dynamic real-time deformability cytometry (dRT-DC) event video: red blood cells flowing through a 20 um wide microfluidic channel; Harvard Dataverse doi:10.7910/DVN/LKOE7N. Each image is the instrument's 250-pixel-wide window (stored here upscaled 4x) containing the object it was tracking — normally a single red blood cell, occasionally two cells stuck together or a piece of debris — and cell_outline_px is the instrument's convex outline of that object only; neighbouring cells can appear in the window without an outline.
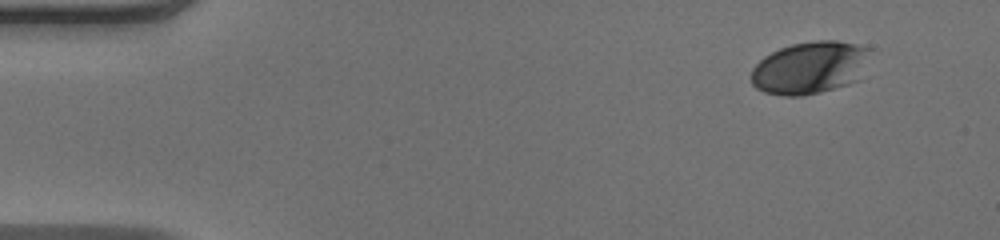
{"species": "human", "species_latin": "Homo sapiens", "temperature_condition": "warm", "stored_images_in_passage": 47, "camera_frame_rate_fps": 3000, "um_per_image_px": 0.085, "donor": {"sex": "male"}, "frame": {"image": 1, "passage_image": 1, "time_ms": 0.0, "image_size_px": [1000, 240], "cell_outline_px": [[872, 48], [860, 80], [848, 84], [820, 92], [804, 96], [784, 96], [764, 92], [756, 88], [752, 84], [752, 68], [764, 56], [780, 48], [792, 44], [816, 40], [836, 40], [856, 44]], "centroid_in_image_um": [68.87, 5.75], "position_along_channel_um": 16.1, "area_um2": 36.65}}
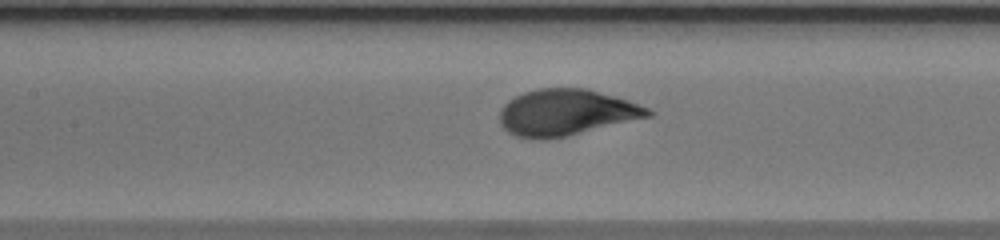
{"frame": {"image": 2, "passage_image": 20, "time_ms": 6.333, "image_size_px": [1000, 240], "cell_outline_px": [[652, 116], [564, 136], [544, 140], [540, 140], [516, 136], [508, 132], [500, 124], [500, 108], [508, 100], [524, 92], [536, 88], [588, 88], [628, 100], [648, 108], [652, 112]], "centroid_in_image_um": [48.09, 9.55], "position_along_channel_um": 159.3, "area_um2": 39.82}}
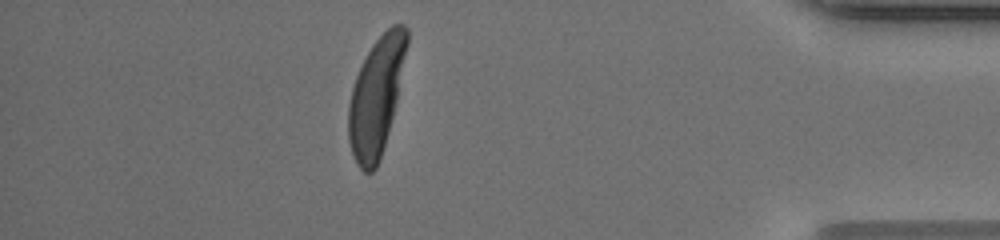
{"frame": {"image": 3, "passage_image": 41, "time_ms": 13.333, "image_size_px": [1000, 240], "cell_outline_px": [[408, 44], [396, 100], [392, 116], [380, 160], [376, 168], [372, 172], [364, 172], [356, 164], [348, 140], [348, 104], [352, 88], [356, 76], [372, 44], [392, 24], [404, 24], [408, 28]], "centroid_in_image_um": [31.97, 8.2], "position_along_channel_um": 403.2, "area_um2": 39.59}, "authors_computed_cell_mechanics": {"area_um2": 39.7664, "velocity_mm_per_s": 4.0901, "shape_relaxation_time_tau1_ms": 2.926, "shape_relaxation_time_tau2_ms": null, "deformation_change_tau1": 0.1978, "deformation_change_tau2": null}}